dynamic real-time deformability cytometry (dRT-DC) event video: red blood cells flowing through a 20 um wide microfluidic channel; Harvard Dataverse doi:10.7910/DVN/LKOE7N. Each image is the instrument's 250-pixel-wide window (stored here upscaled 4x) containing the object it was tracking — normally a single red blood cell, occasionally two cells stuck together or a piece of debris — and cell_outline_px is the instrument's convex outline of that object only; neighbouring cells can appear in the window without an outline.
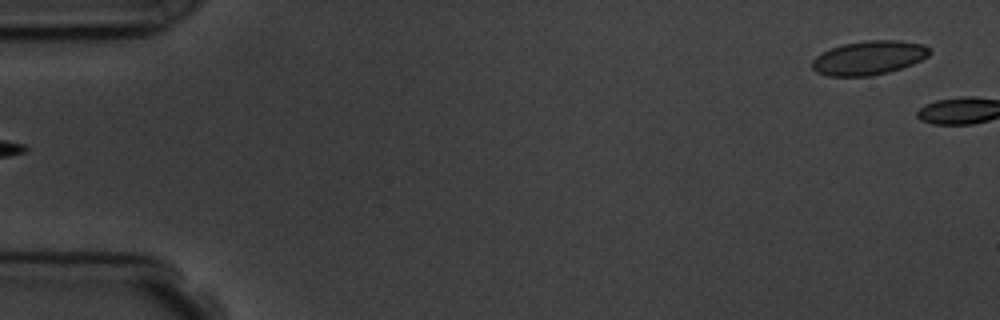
{"species": "common noctule bat (a hibernating species)", "species_latin": "Nyctalus noctula", "temperature_condition": "room temperature", "stored_images_in_passage": 6, "segment_of_instrument_passage": [2, 2], "camera_frame_rate_fps": 3000, "um_per_image_px": 0.085, "animal": {"sex": "male", "body_mass_g": 19.5, "forearm_length_mm": 54.6}, "frame": {"image": 1, "passage_image": 6, "time_ms": 6.0, "image_size_px": [1000, 320], "cell_outline_px": [[932, 52], [928, 56], [912, 64], [888, 72], [872, 76], [828, 76], [816, 72], [812, 68], [812, 60], [816, 56], [832, 48], [844, 44], [868, 40], [900, 40], [924, 44]], "centroid_in_image_um": [73.86, 4.91], "position_along_channel_um": 11.1, "area_um2": 23.18}}